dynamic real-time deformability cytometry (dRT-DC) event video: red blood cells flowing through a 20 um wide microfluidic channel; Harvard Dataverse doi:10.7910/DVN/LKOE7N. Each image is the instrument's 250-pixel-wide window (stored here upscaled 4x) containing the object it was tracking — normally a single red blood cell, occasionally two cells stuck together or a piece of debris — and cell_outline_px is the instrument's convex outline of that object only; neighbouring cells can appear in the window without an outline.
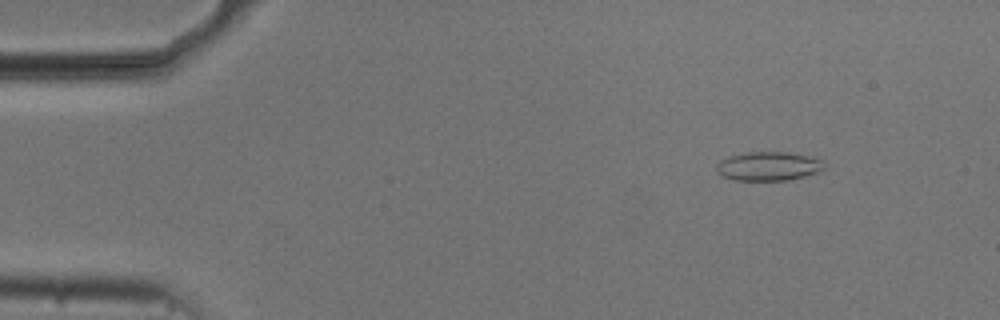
{"species": "common noctule bat (a hibernating species)", "species_latin": "Nyctalus noctula", "temperature_condition": "cold", "stored_images_in_passage": 16, "camera_frame_rate_fps": 3000, "um_per_image_px": 0.085, "animal": {"sex": "male", "body_mass_g": 20.5, "forearm_length_mm": 52.5}, "frame": {"image": 1, "passage_image": 7, "time_ms": 2.0, "image_size_px": [1000, 320], "cell_outline_px": [[824, 168], [816, 172], [804, 176], [788, 180], [732, 180], [720, 176], [716, 172], [716, 164], [720, 160], [728, 156], [748, 152], [788, 152], [808, 156], [820, 160], [824, 164]], "centroid_in_image_um": [65.24, 14.13], "position_along_channel_um": 19.8, "area_um2": 18.15}}